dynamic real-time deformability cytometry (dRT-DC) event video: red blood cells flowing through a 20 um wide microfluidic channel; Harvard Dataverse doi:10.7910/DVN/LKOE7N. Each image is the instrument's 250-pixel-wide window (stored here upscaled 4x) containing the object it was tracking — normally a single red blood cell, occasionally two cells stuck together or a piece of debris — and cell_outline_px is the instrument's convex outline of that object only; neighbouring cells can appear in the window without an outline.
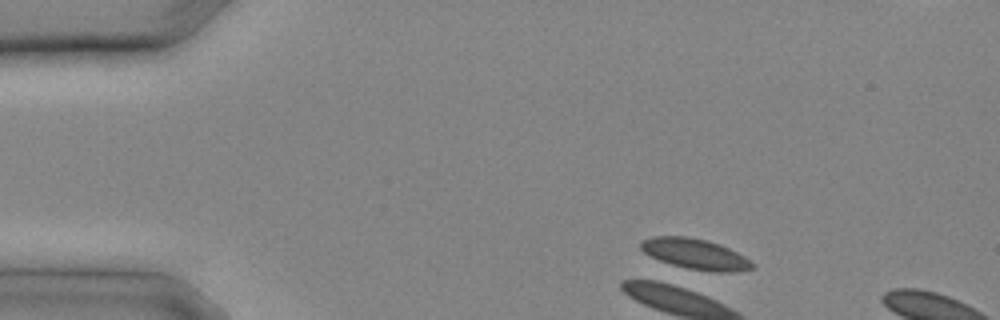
{"species": "common noctule bat (a hibernating species)", "species_latin": "Nyctalus noctula", "temperature_condition": "cold", "stored_images_in_passage": 3, "camera_frame_rate_fps": 3000, "um_per_image_px": 0.085, "animal": {"sex": "male", "body_mass_g": 20.4}, "frame": {"image": 1, "passage_image": 1, "time_ms": 0.0, "image_size_px": [1000, 320], "cell_outline_px": [[756, 268], [736, 272], [716, 272], [688, 268], [672, 264], [660, 260], [644, 252], [640, 248], [640, 244], [644, 240], [652, 236], [688, 236], [708, 240], [720, 244], [744, 256], [756, 264]], "centroid_in_image_um": [59.15, 21.59], "position_along_channel_um": 25.8, "area_um2": 19.83}}